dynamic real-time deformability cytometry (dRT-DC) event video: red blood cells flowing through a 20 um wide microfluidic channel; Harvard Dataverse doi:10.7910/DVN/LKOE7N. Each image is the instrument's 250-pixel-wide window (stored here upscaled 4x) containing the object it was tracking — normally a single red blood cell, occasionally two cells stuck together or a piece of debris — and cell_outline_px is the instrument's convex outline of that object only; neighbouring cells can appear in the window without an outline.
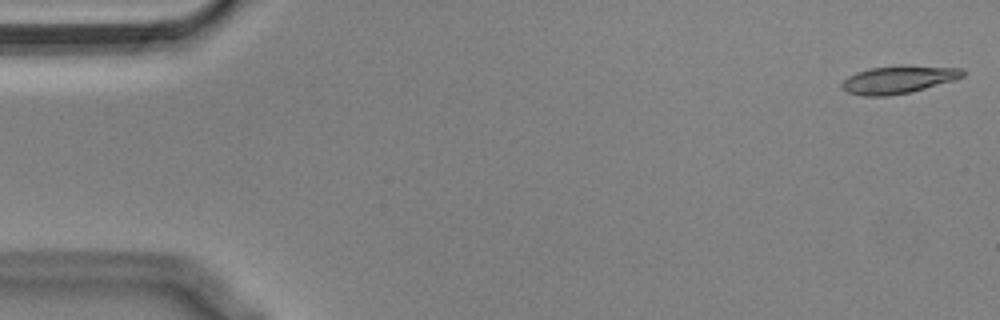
{"species": "Egyptian fruit bat (a non-hibernating species)", "species_latin": "Rousettus aegyptiacus", "temperature_condition": "cold", "stored_images_in_passage": 55, "segment_of_instrument_passage": [1, 2], "camera_frame_rate_fps": 3000, "um_per_image_px": 0.085, "animal": {"sex": "male"}, "frame": {"image": 1, "passage_image": 1, "time_ms": 0.0, "image_size_px": [1000, 320], "cell_outline_px": [[964, 76], [956, 80], [912, 92], [884, 96], [864, 96], [848, 92], [840, 88], [840, 84], [848, 76], [856, 72], [872, 68], [900, 64], [960, 68], [964, 72]], "centroid_in_image_um": [76.37, 6.75], "position_along_channel_um": 8.6, "area_um2": 19.83}}
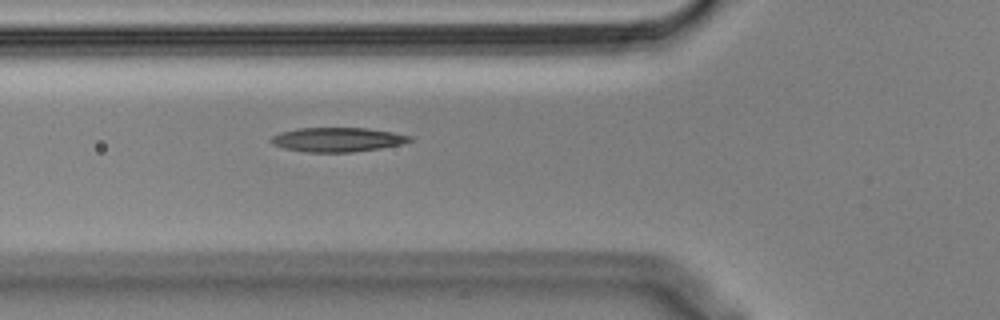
{"frame": {"image": 2, "passage_image": 19, "time_ms": 6.0, "image_size_px": [1000, 320], "cell_outline_px": [[412, 140], [400, 144], [380, 148], [352, 152], [308, 152], [284, 148], [272, 144], [268, 140], [272, 136], [280, 132], [296, 128], [368, 128], [392, 132], [412, 136]], "centroid_in_image_um": [28.64, 11.86], "position_along_channel_um": 97.2, "area_um2": 19.59}}
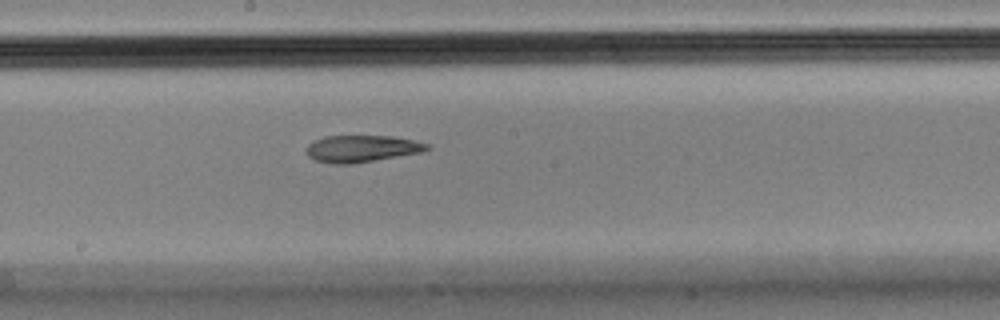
{"frame": {"image": 3, "passage_image": 29, "time_ms": 9.333, "image_size_px": [1000, 320], "cell_outline_px": [[432, 148], [420, 152], [352, 164], [332, 164], [316, 160], [308, 156], [304, 152], [308, 144], [312, 140], [324, 136], [392, 136], [412, 140], [428, 144]], "centroid_in_image_um": [30.68, 12.63], "position_along_channel_um": 217.5, "area_um2": 18.9}}